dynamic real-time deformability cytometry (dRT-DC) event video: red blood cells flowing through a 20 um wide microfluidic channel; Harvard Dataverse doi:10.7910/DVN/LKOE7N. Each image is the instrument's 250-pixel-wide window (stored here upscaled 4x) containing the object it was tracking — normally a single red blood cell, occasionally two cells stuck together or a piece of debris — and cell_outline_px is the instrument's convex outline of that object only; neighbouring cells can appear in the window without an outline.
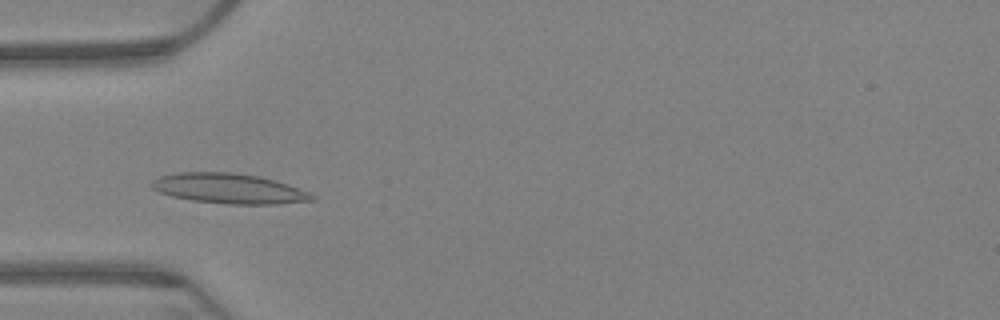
{"species": "Egyptian fruit bat (a non-hibernating species)", "species_latin": "Rousettus aegyptiacus", "temperature_condition": "warm", "stored_images_in_passage": 59, "camera_frame_rate_fps": 3000, "um_per_image_px": 0.085, "animal": {"sex": "female"}, "frame": {"image": 1, "passage_image": 15, "time_ms": 4.667, "image_size_px": [1000, 320], "cell_outline_px": [[316, 200], [276, 204], [228, 204], [192, 200], [172, 196], [160, 192], [152, 188], [152, 180], [160, 176], [180, 172], [228, 172], [256, 176], [272, 180], [308, 192], [316, 196]], "centroid_in_image_um": [19.43, 16.03], "position_along_channel_um": 65.6, "area_um2": 27.63}}
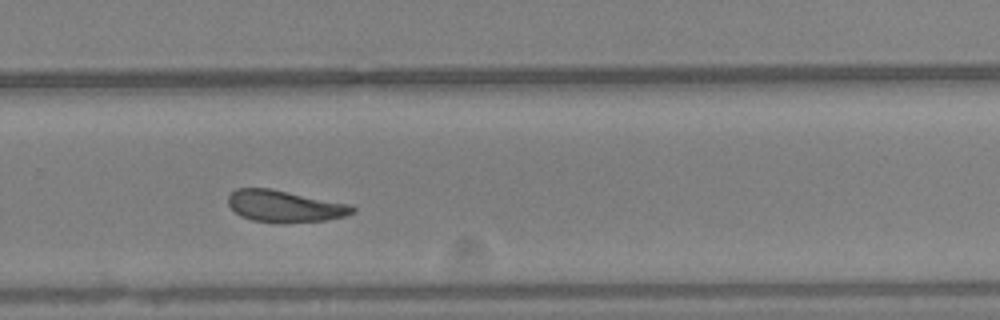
{"frame": {"image": 2, "passage_image": 38, "time_ms": 12.333, "image_size_px": [1000, 320], "cell_outline_px": [[356, 212], [344, 216], [324, 220], [280, 224], [252, 220], [240, 216], [228, 204], [228, 196], [236, 188], [272, 188], [348, 204], [356, 208]], "centroid_in_image_um": [24.18, 17.53], "position_along_channel_um": 305.6, "area_um2": 23.12}}
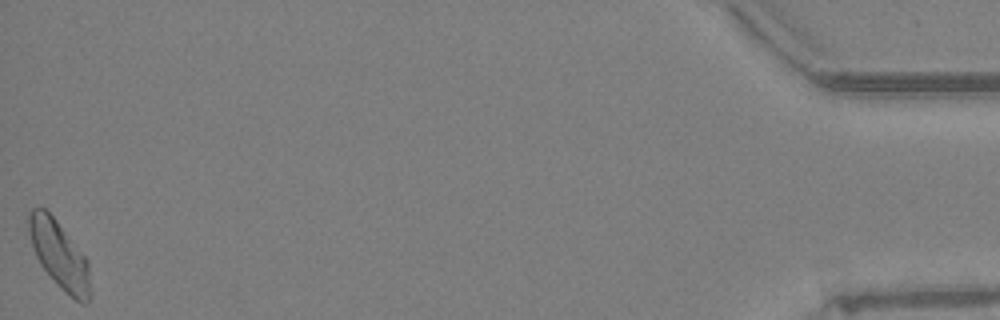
{"frame": {"image": 3, "passage_image": 59, "time_ms": 19.333, "image_size_px": [1000, 320], "cell_outline_px": [[92, 296], [88, 304], [84, 304], [76, 300], [64, 292], [60, 288], [40, 264], [36, 256], [28, 232], [28, 212], [32, 208], [44, 208], [56, 220], [88, 260], [92, 292]], "centroid_in_image_um": [5.07, 21.72], "position_along_channel_um": 430.1, "area_um2": 24.33}, "authors_computed_cell_mechanics": {"area_um2": 23.7558, "velocity_mm_per_s": 3.1514, "shape_relaxation_time_tau1_ms": 7.8449, "shape_relaxation_time_tau2_ms": 6.8058, "deformation_change_tau1": 0.1643, "deformation_change_tau2": 0.1031}}